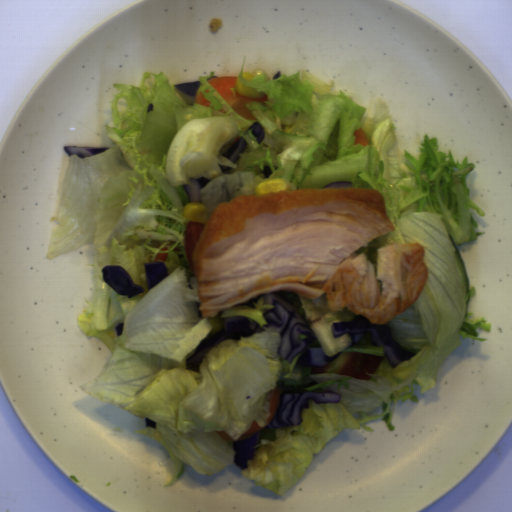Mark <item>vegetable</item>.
I'll use <instances>...</instances> for the list:
<instances>
[{"instance_id": "obj_1", "label": "vegetable", "mask_w": 512, "mask_h": 512, "mask_svg": "<svg viewBox=\"0 0 512 512\" xmlns=\"http://www.w3.org/2000/svg\"><path fill=\"white\" fill-rule=\"evenodd\" d=\"M243 56L238 80L267 95L265 104L244 106L255 119H244L208 83L214 71L201 75L209 107L196 96L170 84L162 71L143 72L139 85L113 83L111 121L105 124L112 146L103 153L70 156L58 183L46 259L81 249L89 242L95 251L93 273L96 294L77 317L80 330L103 341L112 355L99 376L82 384V392L124 409L138 418L155 421V429L134 431L161 444L169 455L163 486L175 483L190 465L204 476L221 473L235 464L234 442L253 422L263 430L252 459L240 475L275 495H285L306 473L323 447L342 430L364 429L382 419L396 431L391 408L397 401L419 403L413 385L424 394L436 388L445 359L458 349L461 338L486 342L478 330L490 333L485 317L470 320L467 293L455 246L474 241L479 232L471 213L485 212L471 200L467 178L476 166L466 156L454 160L452 151L440 150L434 136L425 134L418 159L406 149L390 152L397 143V126L388 105L373 99L367 108L353 100L333 80L327 84L309 72L269 79L264 68L245 80ZM153 111L147 113L149 104ZM265 129L261 145L249 127ZM362 128L369 145H354V130ZM247 150L232 163L221 153L240 137ZM232 167L222 173L218 165ZM269 165L272 174L262 171ZM209 183L200 193L208 219L221 202L256 194V185L284 178L290 190L323 189L339 181L354 188L379 190L395 231L360 247L377 268V249L396 243L424 246L428 280L416 302L386 323L394 339L416 353L395 369L383 346L375 347L371 333L352 343L348 334L334 337L331 323L357 314L344 307L329 312L326 293L317 299L300 296L301 315L314 331L327 356L357 351L384 357L369 381L337 374H311V368L289 364L278 356V329L263 318L262 298L255 308L236 305L215 317L199 313L200 300L194 272L184 247L190 221L183 214L189 202L183 185L191 177ZM451 238V239H450ZM453 243H452V241ZM167 246L164 262L169 276L148 290L145 263ZM106 265H120L143 294L121 296L103 280ZM246 317L265 331L226 339L204 358L200 373L185 370L186 359L197 345L223 328L225 317ZM124 322L123 334L115 326ZM317 385L307 391L341 394L335 404H317L301 412L298 426L268 428L270 403L265 396L280 383ZM225 432L234 441H225Z\"/></svg>"}]
</instances>
